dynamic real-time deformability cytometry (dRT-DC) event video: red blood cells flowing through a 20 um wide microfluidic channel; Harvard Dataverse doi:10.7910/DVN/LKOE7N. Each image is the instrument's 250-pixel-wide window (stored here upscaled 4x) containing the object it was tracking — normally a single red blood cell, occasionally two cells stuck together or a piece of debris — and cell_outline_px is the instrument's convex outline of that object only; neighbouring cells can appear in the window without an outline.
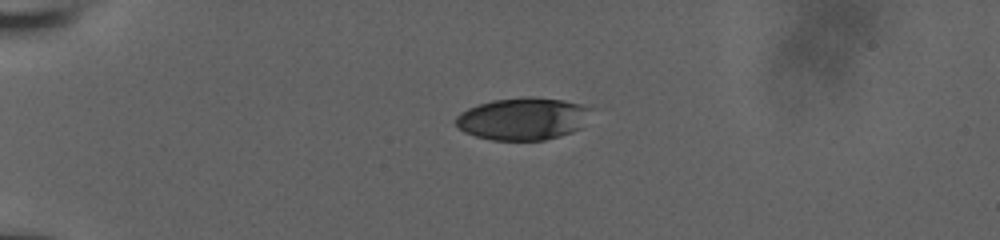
{"species": "human", "species_latin": "Homo sapiens", "temperature_condition": "room temperature", "stored_images_in_passage": 41, "camera_frame_rate_fps": 3000, "um_per_image_px": 0.085, "donor": {"sex": "male"}, "frame": {"image": 1, "passage_image": 1, "time_ms": 0.0, "image_size_px": [1000, 240], "cell_outline_px": [[592, 108], [580, 128], [572, 132], [560, 136], [544, 140], [492, 140], [476, 136], [464, 132], [456, 124], [456, 116], [460, 112], [468, 108], [492, 100], [524, 96], [532, 96], [564, 100], [580, 104]], "centroid_in_image_um": [44.43, 10.08], "position_along_channel_um": 40.6, "area_um2": 33.35}}
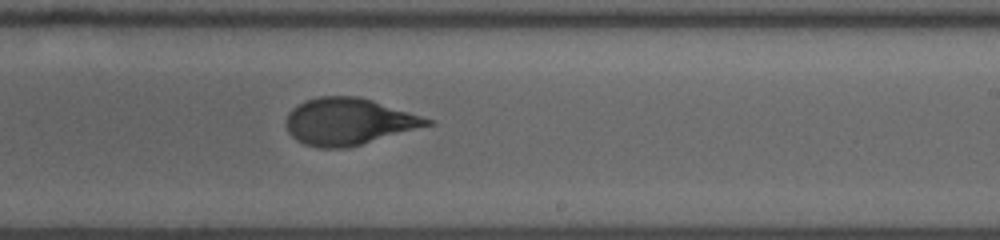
{"frame": {"image": 2, "passage_image": 22, "time_ms": 7.0, "image_size_px": [1000, 240], "cell_outline_px": [[436, 124], [348, 148], [320, 148], [304, 144], [296, 140], [288, 132], [284, 120], [288, 112], [292, 108], [304, 100], [320, 96], [360, 96], [432, 120]], "centroid_in_image_um": [29.59, 10.34], "position_along_channel_um": 259.4, "area_um2": 38.67}}
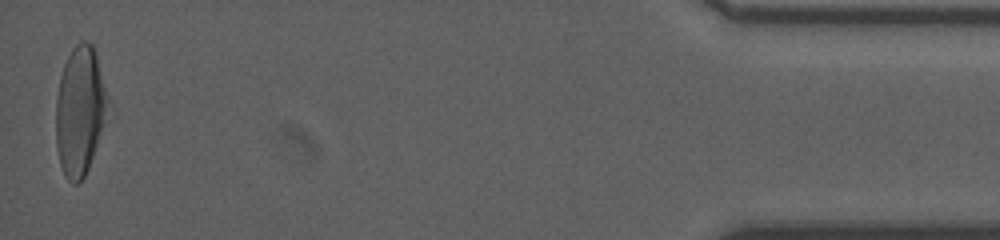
{"frame": {"image": 3, "passage_image": 41, "time_ms": 13.333, "image_size_px": [1000, 240], "cell_outline_px": [[104, 120], [88, 168], [84, 176], [76, 184], [72, 184], [68, 180], [60, 164], [56, 148], [56, 96], [60, 76], [64, 64], [72, 48], [80, 40], [84, 40], [92, 44], [96, 52], [104, 92]], "centroid_in_image_um": [6.71, 9.4], "position_along_channel_um": 428.5, "area_um2": 37.63}, "authors_computed_cell_mechanics": {"area_um2": 38.0324, "velocity_mm_per_s": 3.9313, "shape_relaxation_time_tau1_ms": 3.8566, "shape_relaxation_time_tau2_ms": 0.8998, "deformation_change_tau1": 0.1889, "deformation_change_tau2": 0.0716}}